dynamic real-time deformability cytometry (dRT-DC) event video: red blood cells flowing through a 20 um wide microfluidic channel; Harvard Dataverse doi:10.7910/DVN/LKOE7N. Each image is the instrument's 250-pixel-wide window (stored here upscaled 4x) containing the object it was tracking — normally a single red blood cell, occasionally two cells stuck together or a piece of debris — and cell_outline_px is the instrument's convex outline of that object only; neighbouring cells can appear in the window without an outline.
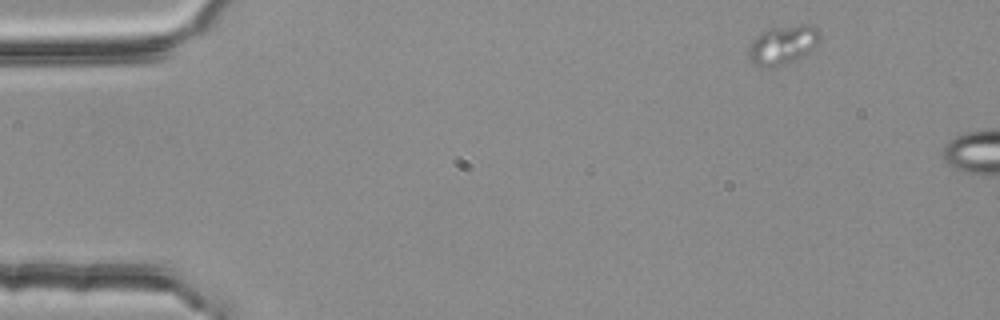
{"species": "common noctule bat (a hibernating species)", "species_latin": "Nyctalus noctula", "temperature_condition": "room temperature", "stored_images_in_passage": 2, "camera_frame_rate_fps": 3000, "um_per_image_px": 0.085, "animal": {"sex": "female", "body_mass_g": 25.1}, "frame": {"image": 1, "passage_image": 1, "time_ms": 0.0, "image_size_px": [1000, 320], "cell_outline_px": [[820, 40], [816, 48], [784, 64], [752, 64], [748, 56], [748, 48], [752, 40], [760, 32], [768, 28], [800, 24], [808, 24], [816, 28], [820, 36]], "centroid_in_image_um": [66.55, 3.74], "position_along_channel_um": 18.5, "area_um2": 15.84}}